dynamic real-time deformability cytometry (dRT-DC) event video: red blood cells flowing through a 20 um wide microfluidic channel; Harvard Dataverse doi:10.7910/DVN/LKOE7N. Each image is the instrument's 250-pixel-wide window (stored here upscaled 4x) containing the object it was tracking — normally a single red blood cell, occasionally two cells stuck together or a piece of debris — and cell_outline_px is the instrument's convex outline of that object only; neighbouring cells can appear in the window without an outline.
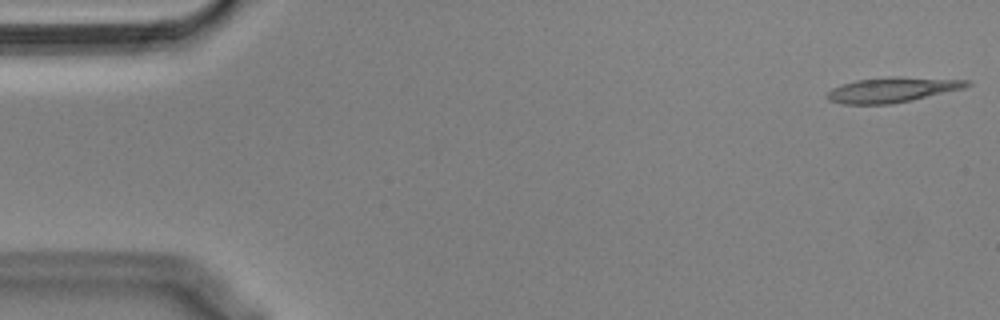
{"species": "Egyptian fruit bat (a non-hibernating species)", "species_latin": "Rousettus aegyptiacus", "temperature_condition": "cold", "stored_images_in_passage": 49, "camera_frame_rate_fps": 3000, "um_per_image_px": 0.085, "animal": {"sex": "male"}, "frame": {"image": 1, "passage_image": 1, "time_ms": 0.0, "image_size_px": [1000, 320], "cell_outline_px": [[972, 84], [964, 88], [912, 100], [892, 104], [844, 104], [828, 100], [824, 96], [832, 88], [856, 80], [892, 76], [896, 76], [972, 80]], "centroid_in_image_um": [75.86, 7.63], "position_along_channel_um": 9.1, "area_um2": 20.52}}
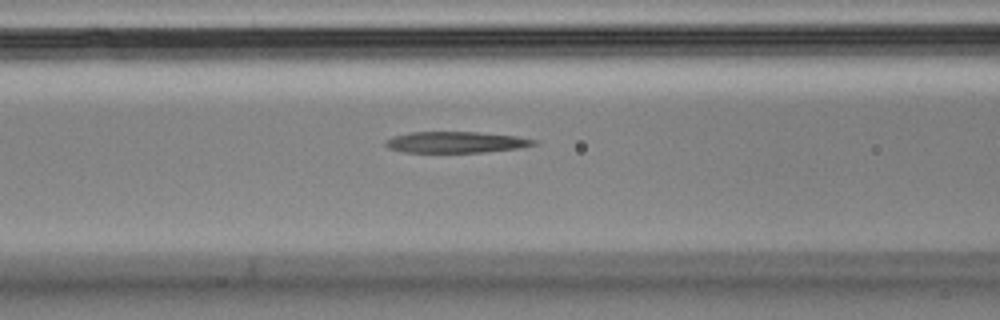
{"frame": {"image": 2, "passage_image": 21, "time_ms": 6.667, "image_size_px": [1000, 320], "cell_outline_px": [[540, 140], [536, 144], [520, 148], [484, 152], [404, 152], [388, 148], [384, 144], [384, 140], [392, 136], [412, 132], [476, 132], [516, 136]], "centroid_in_image_um": [38.75, 12.08], "position_along_channel_um": 127.9, "area_um2": 18.38}}
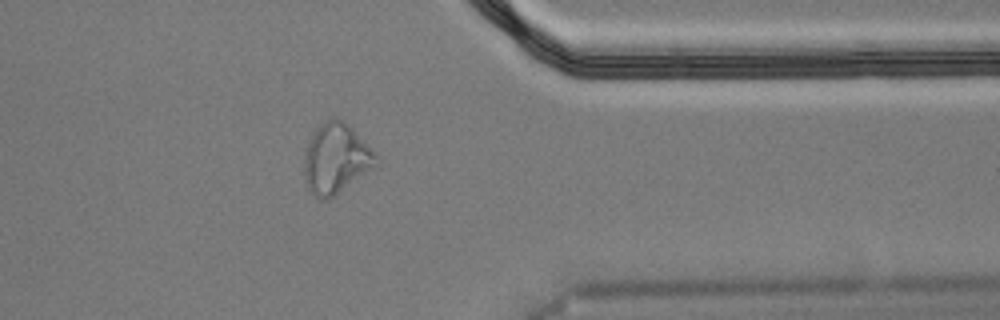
{"frame": {"image": 3, "passage_image": 43, "time_ms": 14.0, "image_size_px": [1000, 320], "cell_outline_px": [[380, 164], [376, 168], [328, 200], [320, 200], [308, 188], [304, 172], [304, 160], [308, 144], [316, 128], [324, 120], [344, 120], [380, 156]], "centroid_in_image_um": [28.63, 13.51], "position_along_channel_um": 382.8, "area_um2": 29.54}, "authors_computed_cell_mechanics": {"area_um2": 20.0566, "velocity_mm_per_s": 3.6378, "shape_relaxation_time_tau1_ms": null, "shape_relaxation_time_tau2_ms": 4.3757, "deformation_change_tau1": null, "deformation_change_tau2": 0.1587}}